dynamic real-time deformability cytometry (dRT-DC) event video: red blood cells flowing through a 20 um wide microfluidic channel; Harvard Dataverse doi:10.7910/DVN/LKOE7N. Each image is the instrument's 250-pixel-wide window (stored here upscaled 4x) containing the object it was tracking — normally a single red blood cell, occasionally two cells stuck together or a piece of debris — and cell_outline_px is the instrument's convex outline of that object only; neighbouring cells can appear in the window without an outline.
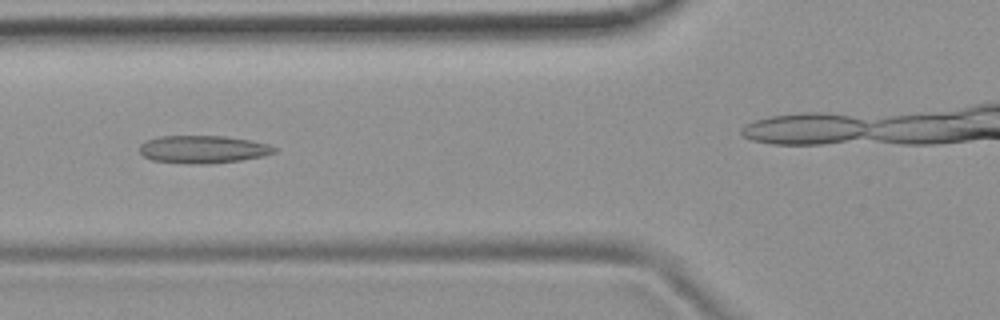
{"species": "common noctule bat (a hibernating species)", "species_latin": "Nyctalus noctula", "temperature_condition": "room temperature", "stored_images_in_passage": 8, "camera_frame_rate_fps": 3000, "um_per_image_px": 0.085, "animal": {"sex": "female", "body_mass_g": 19.9}, "frame": {"image": 1, "passage_image": 6, "time_ms": 6.0, "image_size_px": [1000, 320], "cell_outline_px": [[276, 152], [264, 156], [240, 160], [208, 164], [188, 164], [152, 160], [144, 156], [140, 152], [140, 144], [144, 140], [160, 136], [224, 136], [252, 140], [268, 144], [276, 148]], "centroid_in_image_um": [17.25, 12.69], "position_along_channel_um": 108.6, "area_um2": 21.91}}
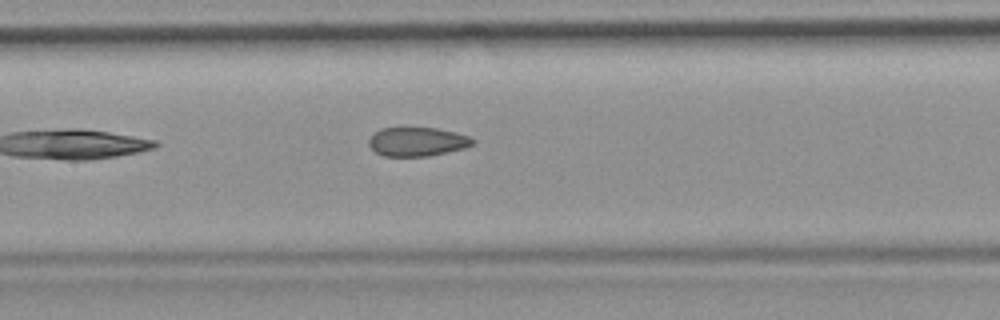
{"frame": {"image": 2, "passage_image": 8, "time_ms": 11.0, "image_size_px": [1000, 320], "cell_outline_px": [[476, 140], [472, 144], [464, 148], [428, 156], [384, 156], [376, 152], [368, 144], [368, 140], [380, 128], [436, 128], [456, 132], [468, 136]], "centroid_in_image_um": [35.46, 12.04], "position_along_channel_um": 171.9, "area_um2": 17.34}}